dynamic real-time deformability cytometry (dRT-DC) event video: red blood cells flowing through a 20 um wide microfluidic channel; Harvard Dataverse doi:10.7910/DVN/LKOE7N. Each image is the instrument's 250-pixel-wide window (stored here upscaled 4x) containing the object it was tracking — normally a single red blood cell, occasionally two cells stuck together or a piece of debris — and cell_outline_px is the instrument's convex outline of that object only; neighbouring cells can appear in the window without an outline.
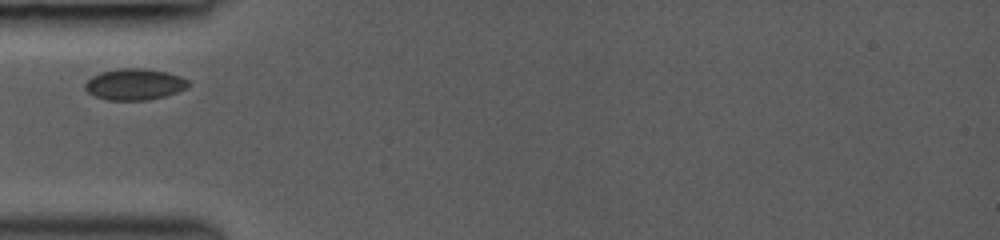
{"species": "common noctule bat (a hibernating species)", "species_latin": "Nyctalus noctula", "temperature_condition": "room temperature", "stored_images_in_passage": 23, "camera_frame_rate_fps": 3000, "um_per_image_px": 0.085, "animal": {"sex": "female", "body_mass_g": 19.0, "forearm_length_mm": 53.3}, "frame": {"image": 1, "passage_image": 1, "time_ms": 0.0, "image_size_px": [1000, 240], "cell_outline_px": [[188, 88], [164, 96], [148, 100], [108, 100], [96, 96], [88, 92], [84, 88], [84, 84], [92, 76], [100, 72], [120, 68], [144, 68], [168, 72], [180, 76], [188, 80]], "centroid_in_image_um": [11.44, 7.16], "position_along_channel_um": 73.6, "area_um2": 18.84}}